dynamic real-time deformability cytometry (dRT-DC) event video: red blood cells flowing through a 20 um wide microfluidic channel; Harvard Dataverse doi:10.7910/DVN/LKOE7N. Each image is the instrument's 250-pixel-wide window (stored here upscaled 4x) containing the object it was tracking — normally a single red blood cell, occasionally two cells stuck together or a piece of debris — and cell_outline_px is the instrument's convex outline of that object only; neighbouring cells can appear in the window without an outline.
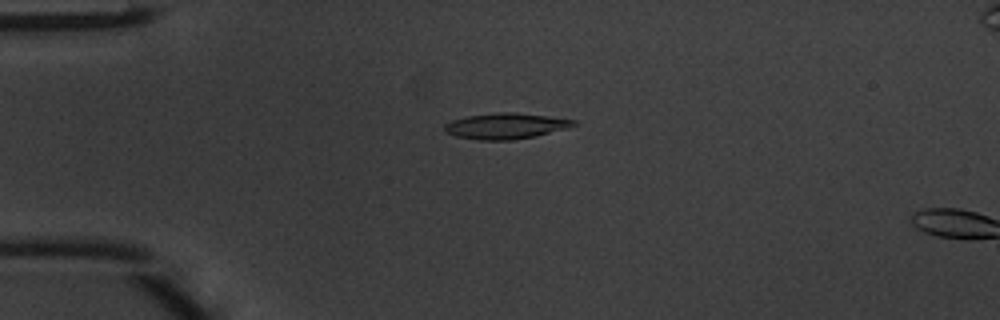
{"species": "common noctule bat (a hibernating species)", "species_latin": "Nyctalus noctula", "temperature_condition": "warm", "stored_images_in_passage": 14, "camera_frame_rate_fps": 3000, "um_per_image_px": 0.085, "animal": {"sex": "male", "body_mass_g": 20.1, "forearm_length_mm": 53.5}, "frame": {"image": 1, "passage_image": 12, "time_ms": 3.667, "image_size_px": [1000, 320], "cell_outline_px": [[580, 124], [572, 128], [536, 136], [512, 140], [480, 140], [456, 136], [444, 132], [444, 124], [452, 120], [468, 116], [500, 112], [512, 112], [548, 116], [576, 120]], "centroid_in_image_um": [43.06, 10.71], "position_along_channel_um": 41.9, "area_um2": 19.65}}